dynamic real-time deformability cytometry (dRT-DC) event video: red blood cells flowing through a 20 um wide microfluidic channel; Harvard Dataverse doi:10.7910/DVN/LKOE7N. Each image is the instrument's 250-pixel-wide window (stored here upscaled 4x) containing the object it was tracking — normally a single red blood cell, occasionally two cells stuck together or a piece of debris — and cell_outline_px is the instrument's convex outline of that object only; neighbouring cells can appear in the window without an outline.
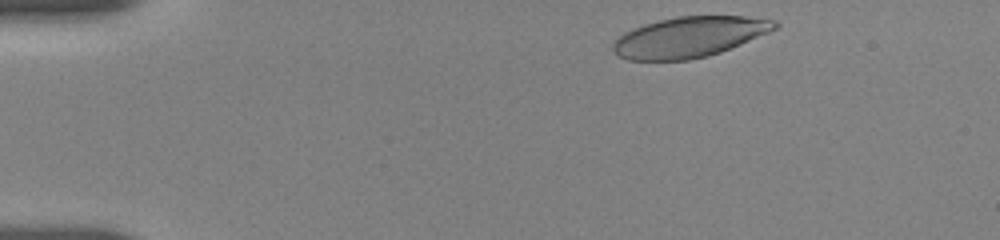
{"species": "human", "species_latin": "Homo sapiens", "temperature_condition": "room temperature", "stored_images_in_passage": 76, "camera_frame_rate_fps": 3000, "um_per_image_px": 0.085, "donor": {"sex": "female"}, "frame": {"image": 1, "passage_image": 2, "time_ms": 0.333, "image_size_px": [1000, 240], "cell_outline_px": [[780, 24], [776, 28], [768, 32], [720, 52], [708, 56], [688, 60], [628, 60], [620, 56], [612, 48], [612, 44], [624, 32], [644, 24], [676, 16], [744, 16], [776, 20]], "centroid_in_image_um": [58.59, 3.14], "position_along_channel_um": 26.4, "area_um2": 37.86}}
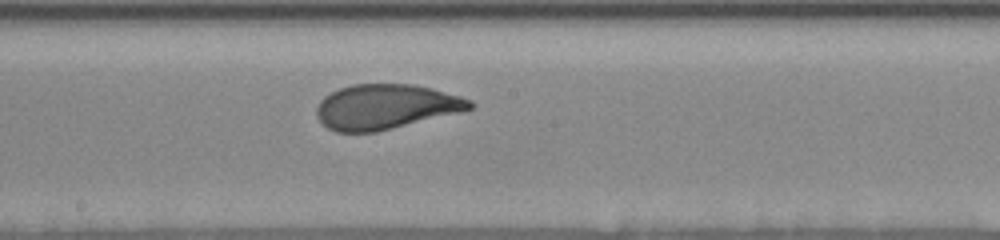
{"frame": {"image": 2, "passage_image": 37, "time_ms": 7.667, "image_size_px": [1000, 240], "cell_outline_px": [[476, 104], [472, 108], [460, 112], [376, 132], [336, 132], [328, 128], [316, 116], [316, 108], [320, 100], [324, 96], [340, 88], [352, 84], [412, 84], [432, 88], [460, 96], [472, 100]], "centroid_in_image_um": [32.78, 9.07], "position_along_channel_um": 215.4, "area_um2": 40.06}}
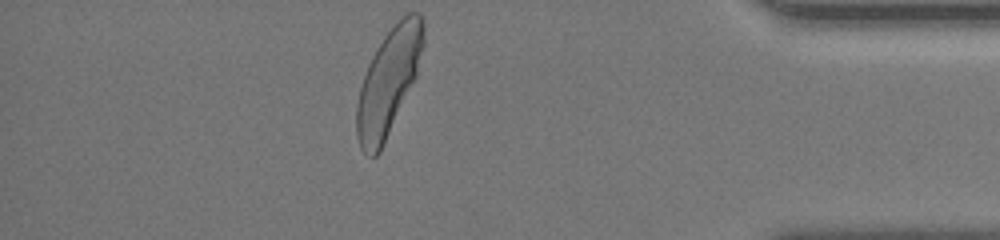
{"frame": {"image": 3, "passage_image": 76, "time_ms": 13.667, "image_size_px": [1000, 240], "cell_outline_px": [[424, 44], [416, 76], [380, 152], [376, 156], [368, 156], [360, 148], [356, 136], [356, 104], [360, 88], [368, 64], [372, 56], [384, 36], [408, 12], [420, 12], [424, 16]], "centroid_in_image_um": [33.02, 6.96], "position_along_channel_um": 402.2, "area_um2": 40.98}, "authors_computed_cell_mechanics": {"area_um2": 40.8357, "velocity_mm_per_s": 3.6598, "shape_relaxation_time_tau1_ms": 3.3, "shape_relaxation_time_tau2_ms": null, "deformation_change_tau1": 0.1653, "deformation_change_tau2": null}}